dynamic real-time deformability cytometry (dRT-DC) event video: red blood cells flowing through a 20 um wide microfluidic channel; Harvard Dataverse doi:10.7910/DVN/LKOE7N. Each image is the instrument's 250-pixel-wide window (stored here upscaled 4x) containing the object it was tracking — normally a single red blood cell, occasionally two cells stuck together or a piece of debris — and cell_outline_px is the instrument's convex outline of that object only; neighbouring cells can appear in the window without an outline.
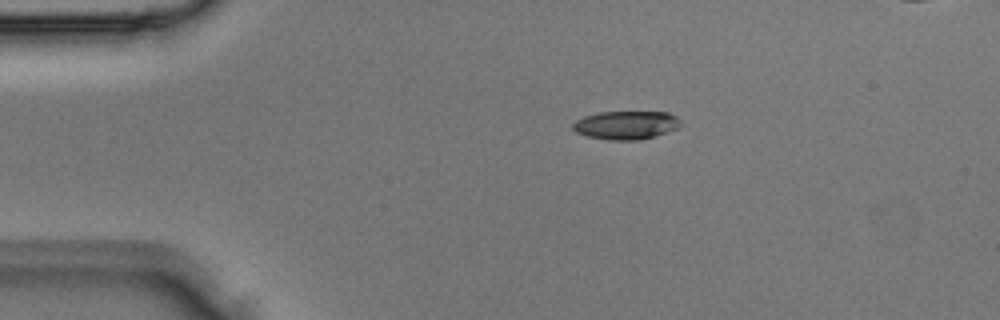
{"species": "Egyptian fruit bat (a non-hibernating species)", "species_latin": "Rousettus aegyptiacus", "temperature_condition": "room temperature", "stored_images_in_passage": 5, "camera_frame_rate_fps": 3000, "um_per_image_px": 0.085, "animal": {"sex": "male"}, "frame": {"image": 1, "passage_image": 5, "time_ms": 1.333, "image_size_px": [1000, 320], "cell_outline_px": [[680, 128], [656, 136], [640, 140], [608, 140], [588, 136], [576, 132], [572, 128], [572, 124], [576, 120], [584, 116], [600, 112], [668, 112], [676, 116], [680, 120]], "centroid_in_image_um": [53.24, 10.64], "position_along_channel_um": 31.8, "area_um2": 17.98}}